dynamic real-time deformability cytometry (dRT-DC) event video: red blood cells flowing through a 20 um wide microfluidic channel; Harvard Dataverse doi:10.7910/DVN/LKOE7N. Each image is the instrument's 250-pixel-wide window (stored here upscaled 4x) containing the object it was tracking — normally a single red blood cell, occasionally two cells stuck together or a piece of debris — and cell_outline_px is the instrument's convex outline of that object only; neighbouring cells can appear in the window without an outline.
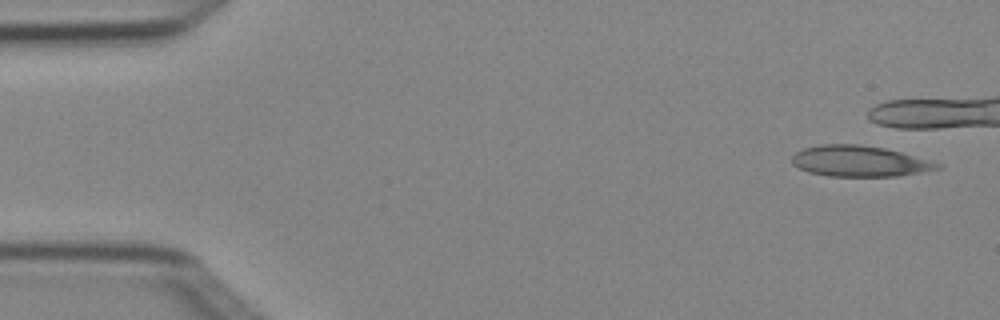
{"species": "Egyptian fruit bat (a non-hibernating species)", "species_latin": "Rousettus aegyptiacus", "temperature_condition": "cold", "stored_images_in_passage": 2, "camera_frame_rate_fps": 3000, "um_per_image_px": 0.085, "animal": {"sex": "female"}, "frame": {"image": 1, "passage_image": 1, "time_ms": 0.0, "image_size_px": [1000, 320], "cell_outline_px": [[940, 168], [900, 176], [828, 176], [808, 172], [792, 164], [792, 156], [796, 152], [804, 148], [820, 144], [856, 144], [884, 148], [900, 152], [940, 164]], "centroid_in_image_um": [72.99, 13.7], "position_along_channel_um": 12.0, "area_um2": 25.84}}